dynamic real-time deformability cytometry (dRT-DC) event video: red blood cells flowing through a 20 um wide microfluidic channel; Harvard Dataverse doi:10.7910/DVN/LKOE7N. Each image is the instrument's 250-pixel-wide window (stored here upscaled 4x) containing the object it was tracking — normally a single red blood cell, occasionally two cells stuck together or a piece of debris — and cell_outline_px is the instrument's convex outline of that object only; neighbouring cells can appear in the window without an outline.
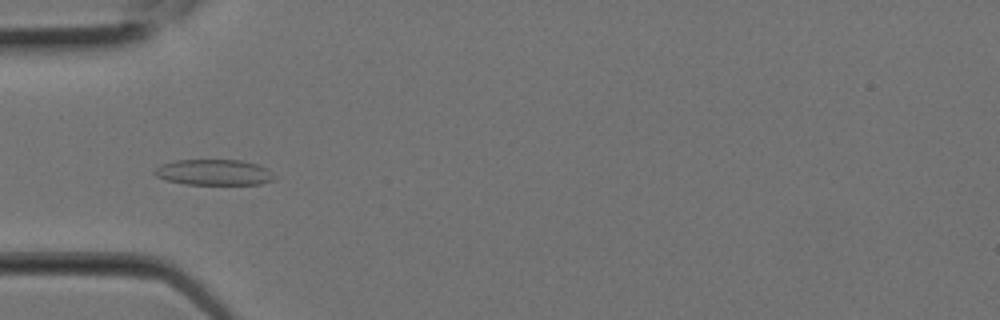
{"species": "Egyptian fruit bat (a non-hibernating species)", "species_latin": "Rousettus aegyptiacus", "temperature_condition": "room temperature", "stored_images_in_passage": 7, "camera_frame_rate_fps": 3000, "um_per_image_px": 0.085, "animal": {"sex": "female"}, "frame": {"image": 1, "passage_image": 6, "time_ms": 1.667, "image_size_px": [1000, 320], "cell_outline_px": [[276, 176], [272, 180], [260, 184], [184, 184], [164, 180], [156, 176], [152, 172], [160, 164], [176, 160], [240, 160], [256, 164], [268, 168]], "centroid_in_image_um": [18.16, 14.65], "position_along_channel_um": 66.8, "area_um2": 18.09}}